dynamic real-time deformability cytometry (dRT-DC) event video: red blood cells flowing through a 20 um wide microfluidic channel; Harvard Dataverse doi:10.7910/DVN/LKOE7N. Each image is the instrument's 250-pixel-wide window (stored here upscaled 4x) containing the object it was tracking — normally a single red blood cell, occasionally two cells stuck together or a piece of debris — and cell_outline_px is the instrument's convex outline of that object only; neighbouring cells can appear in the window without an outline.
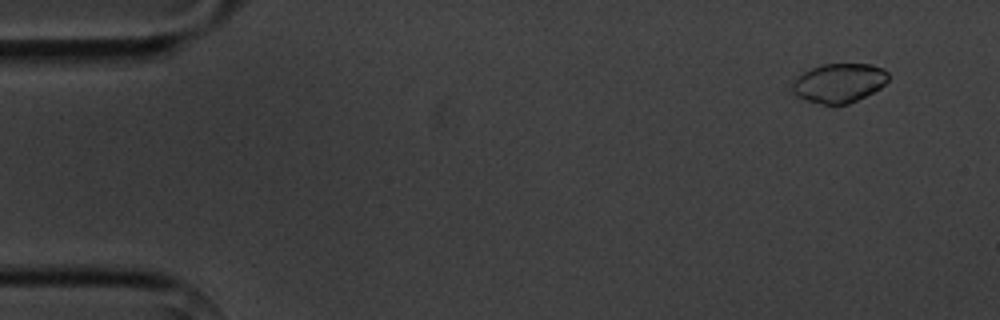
{"species": "common noctule bat (a hibernating species)", "species_latin": "Nyctalus noctula", "temperature_condition": "cold", "stored_images_in_passage": 3, "camera_frame_rate_fps": 3000, "um_per_image_px": 0.085, "animal": {"sex": "male", "body_mass_g": 20.1, "forearm_length_mm": 53.5}, "frame": {"image": 1, "passage_image": 1, "time_ms": 0.0, "image_size_px": [1000, 320], "cell_outline_px": [[888, 80], [880, 88], [848, 104], [824, 104], [808, 100], [796, 96], [792, 92], [792, 80], [804, 72], [812, 68], [824, 64], [872, 64], [884, 68], [888, 72]], "centroid_in_image_um": [71.32, 7.04], "position_along_channel_um": 13.7, "area_um2": 21.79}}